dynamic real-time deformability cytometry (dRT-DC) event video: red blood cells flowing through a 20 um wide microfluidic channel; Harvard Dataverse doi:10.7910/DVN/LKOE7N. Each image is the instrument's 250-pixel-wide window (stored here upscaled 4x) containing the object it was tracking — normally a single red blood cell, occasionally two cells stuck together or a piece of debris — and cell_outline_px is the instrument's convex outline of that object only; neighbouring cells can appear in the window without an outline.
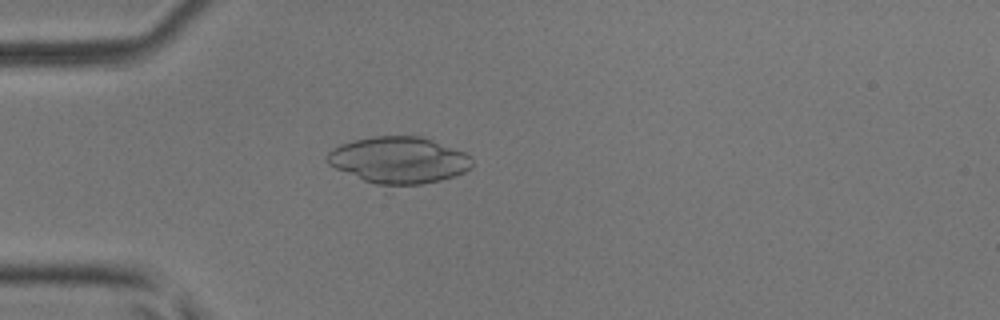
{"species": "common noctule bat (a hibernating species)", "species_latin": "Nyctalus noctula", "temperature_condition": "room temperature", "stored_images_in_passage": 4, "camera_frame_rate_fps": 3000, "um_per_image_px": 0.085, "animal": {"sex": "male", "body_mass_g": 17.9, "forearm_length_mm": 54.2}, "frame": {"image": 1, "passage_image": 4, "time_ms": 1.0, "image_size_px": [1000, 320], "cell_outline_px": [[472, 168], [456, 176], [440, 180], [420, 184], [376, 184], [364, 180], [336, 168], [328, 164], [324, 160], [324, 156], [332, 148], [340, 144], [352, 140], [372, 136], [420, 136], [432, 140], [464, 152], [472, 156]], "centroid_in_image_um": [33.88, 13.59], "position_along_channel_um": 51.1, "area_um2": 39.25}}